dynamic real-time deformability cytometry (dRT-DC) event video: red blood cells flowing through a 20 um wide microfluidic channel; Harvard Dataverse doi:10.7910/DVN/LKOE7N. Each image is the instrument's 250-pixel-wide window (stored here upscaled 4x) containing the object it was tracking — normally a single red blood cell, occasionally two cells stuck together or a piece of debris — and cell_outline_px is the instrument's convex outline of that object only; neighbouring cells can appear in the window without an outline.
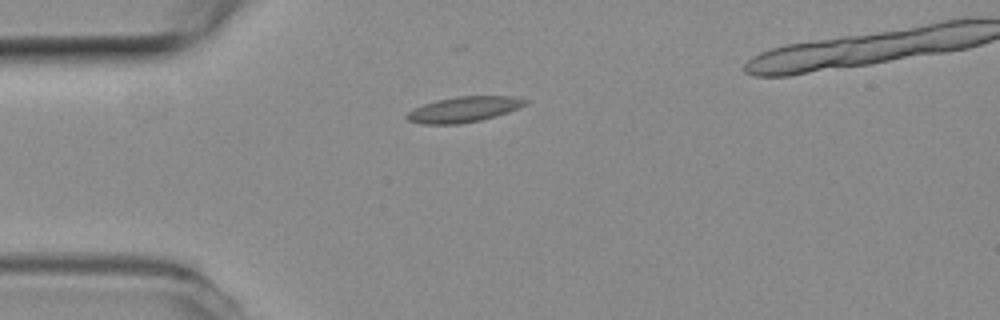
{"species": "common noctule bat (a hibernating species)", "species_latin": "Nyctalus noctula", "temperature_condition": "room temperature", "stored_images_in_passage": 2, "camera_frame_rate_fps": 3000, "um_per_image_px": 0.085, "animal": {"sex": "female", "body_mass_g": 19.3, "forearm_length_mm": 54.1}, "frame": {"image": 1, "passage_image": 2, "time_ms": 0.333, "image_size_px": [1000, 320], "cell_outline_px": [[528, 100], [524, 104], [508, 112], [480, 120], [460, 124], [424, 124], [408, 120], [404, 116], [408, 112], [424, 104], [436, 100], [456, 96], [512, 96]], "centroid_in_image_um": [39.38, 9.3], "position_along_channel_um": 45.6, "area_um2": 17.34}}